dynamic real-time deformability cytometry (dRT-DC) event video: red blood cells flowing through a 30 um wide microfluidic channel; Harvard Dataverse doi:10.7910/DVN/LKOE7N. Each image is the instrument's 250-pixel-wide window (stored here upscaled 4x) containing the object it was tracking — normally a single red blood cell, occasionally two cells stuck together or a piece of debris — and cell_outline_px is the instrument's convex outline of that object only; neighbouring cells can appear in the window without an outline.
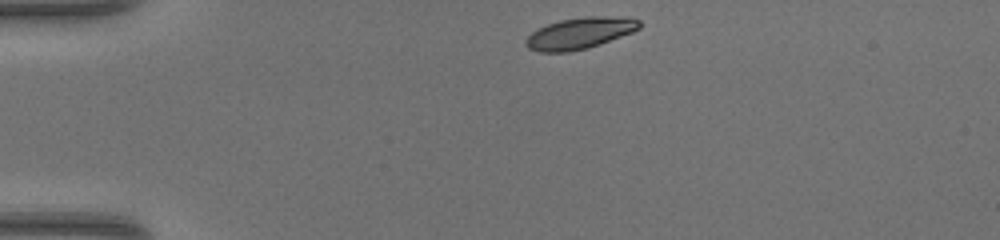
{"species": "common noctule bat (a hibernating species)", "species_latin": "Nyctalus noctula", "temperature_condition": "warm", "stored_images_in_passage": 39, "camera_frame_rate_fps": 3000, "um_per_image_px": 0.085, "animal": {"sex": "female", "body_mass_g": 17.0, "forearm_length_mm": 48.0}, "frame": {"image": 1, "passage_image": 1, "time_ms": 0.0, "image_size_px": [1000, 240], "cell_outline_px": [[640, 28], [632, 32], [600, 44], [588, 48], [568, 52], [540, 52], [528, 48], [524, 44], [524, 40], [532, 32], [548, 24], [560, 20], [588, 16], [628, 16], [640, 20]], "centroid_in_image_um": [49.3, 2.82], "position_along_channel_um": 35.7, "area_um2": 20.87}}
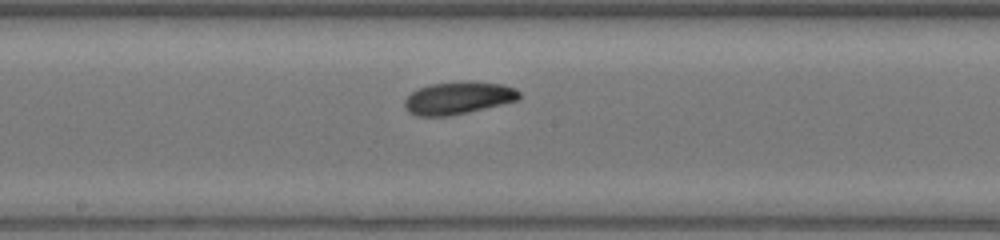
{"frame": {"image": 2, "passage_image": 17, "time_ms": 5.333, "image_size_px": [1000, 240], "cell_outline_px": [[520, 100], [468, 112], [448, 116], [416, 116], [408, 112], [404, 108], [404, 100], [412, 92], [420, 88], [432, 84], [468, 80], [504, 84], [520, 92]], "centroid_in_image_um": [38.95, 8.32], "position_along_channel_um": 209.2, "area_um2": 21.85}}
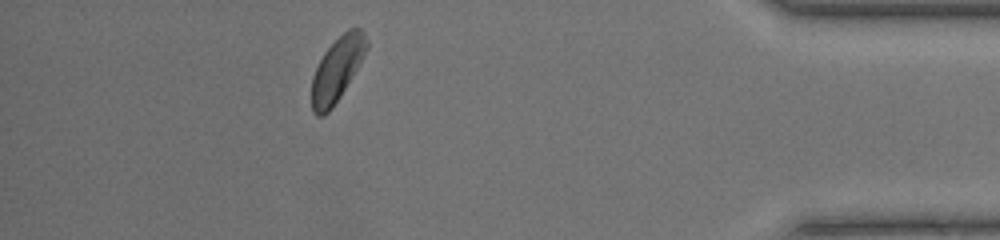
{"frame": {"image": 3, "passage_image": 34, "time_ms": 11.0, "image_size_px": [1000, 240], "cell_outline_px": [[368, 48], [340, 96], [332, 108], [324, 116], [316, 116], [312, 112], [312, 76], [324, 52], [348, 28], [360, 28], [364, 32], [368, 40]], "centroid_in_image_um": [28.64, 5.9], "position_along_channel_um": 406.6, "area_um2": 20.11}, "authors_computed_cell_mechanics": {"area_um2": 20.6924, "velocity_mm_per_s": 4.2764, "shape_relaxation_time_tau1_ms": 3.0663, "shape_relaxation_time_tau2_ms": 3.2671, "deformation_change_tau1": 0.0855, "deformation_change_tau2": 0.0826}}